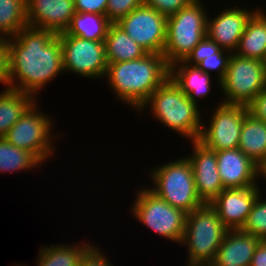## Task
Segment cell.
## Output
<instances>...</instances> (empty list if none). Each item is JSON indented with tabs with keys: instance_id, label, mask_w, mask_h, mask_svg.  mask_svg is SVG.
<instances>
[{
	"instance_id": "52a82bcc",
	"label": "cell",
	"mask_w": 266,
	"mask_h": 266,
	"mask_svg": "<svg viewBox=\"0 0 266 266\" xmlns=\"http://www.w3.org/2000/svg\"><path fill=\"white\" fill-rule=\"evenodd\" d=\"M132 213L144 226L175 243L181 244L187 213L168 204L147 187L138 191Z\"/></svg>"
},
{
	"instance_id": "74e56055",
	"label": "cell",
	"mask_w": 266,
	"mask_h": 266,
	"mask_svg": "<svg viewBox=\"0 0 266 266\" xmlns=\"http://www.w3.org/2000/svg\"><path fill=\"white\" fill-rule=\"evenodd\" d=\"M256 175L257 178H259L261 175L266 178V157L257 164Z\"/></svg>"
},
{
	"instance_id": "277c9868",
	"label": "cell",
	"mask_w": 266,
	"mask_h": 266,
	"mask_svg": "<svg viewBox=\"0 0 266 266\" xmlns=\"http://www.w3.org/2000/svg\"><path fill=\"white\" fill-rule=\"evenodd\" d=\"M148 189L171 206L190 213L205 204L197 194L192 165L187 157L155 167Z\"/></svg>"
},
{
	"instance_id": "4fadbf2b",
	"label": "cell",
	"mask_w": 266,
	"mask_h": 266,
	"mask_svg": "<svg viewBox=\"0 0 266 266\" xmlns=\"http://www.w3.org/2000/svg\"><path fill=\"white\" fill-rule=\"evenodd\" d=\"M259 186L225 188L209 203L227 229H241L260 194Z\"/></svg>"
},
{
	"instance_id": "f35d334b",
	"label": "cell",
	"mask_w": 266,
	"mask_h": 266,
	"mask_svg": "<svg viewBox=\"0 0 266 266\" xmlns=\"http://www.w3.org/2000/svg\"><path fill=\"white\" fill-rule=\"evenodd\" d=\"M187 266H211L210 264H186Z\"/></svg>"
},
{
	"instance_id": "4316f807",
	"label": "cell",
	"mask_w": 266,
	"mask_h": 266,
	"mask_svg": "<svg viewBox=\"0 0 266 266\" xmlns=\"http://www.w3.org/2000/svg\"><path fill=\"white\" fill-rule=\"evenodd\" d=\"M43 164L33 153L11 145L0 137V173L30 171Z\"/></svg>"
},
{
	"instance_id": "d4e9b609",
	"label": "cell",
	"mask_w": 266,
	"mask_h": 266,
	"mask_svg": "<svg viewBox=\"0 0 266 266\" xmlns=\"http://www.w3.org/2000/svg\"><path fill=\"white\" fill-rule=\"evenodd\" d=\"M90 245L83 242L78 246L77 244L76 246L55 244L50 247L47 245L39 250L37 266H79L83 253Z\"/></svg>"
},
{
	"instance_id": "ffe728a7",
	"label": "cell",
	"mask_w": 266,
	"mask_h": 266,
	"mask_svg": "<svg viewBox=\"0 0 266 266\" xmlns=\"http://www.w3.org/2000/svg\"><path fill=\"white\" fill-rule=\"evenodd\" d=\"M266 11L257 8L246 24L245 31L234 52L243 58L266 62Z\"/></svg>"
},
{
	"instance_id": "ac0fdd59",
	"label": "cell",
	"mask_w": 266,
	"mask_h": 266,
	"mask_svg": "<svg viewBox=\"0 0 266 266\" xmlns=\"http://www.w3.org/2000/svg\"><path fill=\"white\" fill-rule=\"evenodd\" d=\"M261 239L241 229H228L211 266H250Z\"/></svg>"
},
{
	"instance_id": "2e32d148",
	"label": "cell",
	"mask_w": 266,
	"mask_h": 266,
	"mask_svg": "<svg viewBox=\"0 0 266 266\" xmlns=\"http://www.w3.org/2000/svg\"><path fill=\"white\" fill-rule=\"evenodd\" d=\"M27 25L57 35L68 27L76 13L74 0H26Z\"/></svg>"
},
{
	"instance_id": "83f0119b",
	"label": "cell",
	"mask_w": 266,
	"mask_h": 266,
	"mask_svg": "<svg viewBox=\"0 0 266 266\" xmlns=\"http://www.w3.org/2000/svg\"><path fill=\"white\" fill-rule=\"evenodd\" d=\"M231 54V52L221 49L218 53L208 56H188L184 61L190 65L197 66L200 70L210 75L211 71H217L216 79L218 78L220 86V82L225 77Z\"/></svg>"
},
{
	"instance_id": "44dd1931",
	"label": "cell",
	"mask_w": 266,
	"mask_h": 266,
	"mask_svg": "<svg viewBox=\"0 0 266 266\" xmlns=\"http://www.w3.org/2000/svg\"><path fill=\"white\" fill-rule=\"evenodd\" d=\"M105 51L107 63L131 61L148 54L116 23H111L107 31Z\"/></svg>"
},
{
	"instance_id": "8d00e7d4",
	"label": "cell",
	"mask_w": 266,
	"mask_h": 266,
	"mask_svg": "<svg viewBox=\"0 0 266 266\" xmlns=\"http://www.w3.org/2000/svg\"><path fill=\"white\" fill-rule=\"evenodd\" d=\"M250 266H266V240H261L255 249Z\"/></svg>"
},
{
	"instance_id": "7a4b0ae2",
	"label": "cell",
	"mask_w": 266,
	"mask_h": 266,
	"mask_svg": "<svg viewBox=\"0 0 266 266\" xmlns=\"http://www.w3.org/2000/svg\"><path fill=\"white\" fill-rule=\"evenodd\" d=\"M105 76L117 99L139 110L170 77V66L163 54L148 53L131 61L108 63Z\"/></svg>"
},
{
	"instance_id": "f1b7e54d",
	"label": "cell",
	"mask_w": 266,
	"mask_h": 266,
	"mask_svg": "<svg viewBox=\"0 0 266 266\" xmlns=\"http://www.w3.org/2000/svg\"><path fill=\"white\" fill-rule=\"evenodd\" d=\"M261 198L263 197L260 193L241 230L261 240H266V199Z\"/></svg>"
},
{
	"instance_id": "e575fe53",
	"label": "cell",
	"mask_w": 266,
	"mask_h": 266,
	"mask_svg": "<svg viewBox=\"0 0 266 266\" xmlns=\"http://www.w3.org/2000/svg\"><path fill=\"white\" fill-rule=\"evenodd\" d=\"M222 48L207 36L204 37L188 56H208L218 53Z\"/></svg>"
},
{
	"instance_id": "ba28073f",
	"label": "cell",
	"mask_w": 266,
	"mask_h": 266,
	"mask_svg": "<svg viewBox=\"0 0 266 266\" xmlns=\"http://www.w3.org/2000/svg\"><path fill=\"white\" fill-rule=\"evenodd\" d=\"M266 88V62L232 53L220 89L223 103L248 105Z\"/></svg>"
},
{
	"instance_id": "9c48e42d",
	"label": "cell",
	"mask_w": 266,
	"mask_h": 266,
	"mask_svg": "<svg viewBox=\"0 0 266 266\" xmlns=\"http://www.w3.org/2000/svg\"><path fill=\"white\" fill-rule=\"evenodd\" d=\"M37 102L39 101H35L25 111L4 138L11 145L33 153L44 164L46 159H49L55 151L52 145L54 144L52 142L54 135L51 134L52 122L54 121L41 110H39L40 112L37 110Z\"/></svg>"
},
{
	"instance_id": "d590c367",
	"label": "cell",
	"mask_w": 266,
	"mask_h": 266,
	"mask_svg": "<svg viewBox=\"0 0 266 266\" xmlns=\"http://www.w3.org/2000/svg\"><path fill=\"white\" fill-rule=\"evenodd\" d=\"M0 83L5 85L6 90L10 89L7 74V54L4 40H0Z\"/></svg>"
},
{
	"instance_id": "603a6c76",
	"label": "cell",
	"mask_w": 266,
	"mask_h": 266,
	"mask_svg": "<svg viewBox=\"0 0 266 266\" xmlns=\"http://www.w3.org/2000/svg\"><path fill=\"white\" fill-rule=\"evenodd\" d=\"M30 94L13 89H4L0 94V137H4L16 121L35 102Z\"/></svg>"
},
{
	"instance_id": "1f68e13d",
	"label": "cell",
	"mask_w": 266,
	"mask_h": 266,
	"mask_svg": "<svg viewBox=\"0 0 266 266\" xmlns=\"http://www.w3.org/2000/svg\"><path fill=\"white\" fill-rule=\"evenodd\" d=\"M100 249L92 244L83 253L79 266H113L106 255L102 254Z\"/></svg>"
},
{
	"instance_id": "e0dca14e",
	"label": "cell",
	"mask_w": 266,
	"mask_h": 266,
	"mask_svg": "<svg viewBox=\"0 0 266 266\" xmlns=\"http://www.w3.org/2000/svg\"><path fill=\"white\" fill-rule=\"evenodd\" d=\"M216 157L224 188L257 186V164L238 148L216 151Z\"/></svg>"
},
{
	"instance_id": "484cf974",
	"label": "cell",
	"mask_w": 266,
	"mask_h": 266,
	"mask_svg": "<svg viewBox=\"0 0 266 266\" xmlns=\"http://www.w3.org/2000/svg\"><path fill=\"white\" fill-rule=\"evenodd\" d=\"M26 26V0H0V40L14 37Z\"/></svg>"
},
{
	"instance_id": "8992f818",
	"label": "cell",
	"mask_w": 266,
	"mask_h": 266,
	"mask_svg": "<svg viewBox=\"0 0 266 266\" xmlns=\"http://www.w3.org/2000/svg\"><path fill=\"white\" fill-rule=\"evenodd\" d=\"M201 3L202 0H194L167 17L163 55L169 66L185 60L194 47L206 37L208 12Z\"/></svg>"
},
{
	"instance_id": "7c38bea8",
	"label": "cell",
	"mask_w": 266,
	"mask_h": 266,
	"mask_svg": "<svg viewBox=\"0 0 266 266\" xmlns=\"http://www.w3.org/2000/svg\"><path fill=\"white\" fill-rule=\"evenodd\" d=\"M116 24L148 53L163 54L166 44L167 17L145 3Z\"/></svg>"
},
{
	"instance_id": "6da1fadb",
	"label": "cell",
	"mask_w": 266,
	"mask_h": 266,
	"mask_svg": "<svg viewBox=\"0 0 266 266\" xmlns=\"http://www.w3.org/2000/svg\"><path fill=\"white\" fill-rule=\"evenodd\" d=\"M4 41L10 89L36 98L47 83L64 72L62 46L56 33L27 25Z\"/></svg>"
},
{
	"instance_id": "cb8c5ba5",
	"label": "cell",
	"mask_w": 266,
	"mask_h": 266,
	"mask_svg": "<svg viewBox=\"0 0 266 266\" xmlns=\"http://www.w3.org/2000/svg\"><path fill=\"white\" fill-rule=\"evenodd\" d=\"M111 23L106 15L76 12L64 33L96 42H105Z\"/></svg>"
},
{
	"instance_id": "836d02e7",
	"label": "cell",
	"mask_w": 266,
	"mask_h": 266,
	"mask_svg": "<svg viewBox=\"0 0 266 266\" xmlns=\"http://www.w3.org/2000/svg\"><path fill=\"white\" fill-rule=\"evenodd\" d=\"M249 113L256 119L266 122V88L248 105Z\"/></svg>"
},
{
	"instance_id": "4dcf8cb0",
	"label": "cell",
	"mask_w": 266,
	"mask_h": 266,
	"mask_svg": "<svg viewBox=\"0 0 266 266\" xmlns=\"http://www.w3.org/2000/svg\"><path fill=\"white\" fill-rule=\"evenodd\" d=\"M194 0H144V3L166 17L177 13Z\"/></svg>"
},
{
	"instance_id": "5bb4252c",
	"label": "cell",
	"mask_w": 266,
	"mask_h": 266,
	"mask_svg": "<svg viewBox=\"0 0 266 266\" xmlns=\"http://www.w3.org/2000/svg\"><path fill=\"white\" fill-rule=\"evenodd\" d=\"M191 142L193 155L187 158L192 165L197 194L204 203L209 204L225 189L218 171L216 151L198 140Z\"/></svg>"
},
{
	"instance_id": "3957f363",
	"label": "cell",
	"mask_w": 266,
	"mask_h": 266,
	"mask_svg": "<svg viewBox=\"0 0 266 266\" xmlns=\"http://www.w3.org/2000/svg\"><path fill=\"white\" fill-rule=\"evenodd\" d=\"M149 105L151 114L164 126L191 141L198 140L202 124L200 108L169 77L138 110ZM203 121V122H201Z\"/></svg>"
},
{
	"instance_id": "7402d4cb",
	"label": "cell",
	"mask_w": 266,
	"mask_h": 266,
	"mask_svg": "<svg viewBox=\"0 0 266 266\" xmlns=\"http://www.w3.org/2000/svg\"><path fill=\"white\" fill-rule=\"evenodd\" d=\"M238 149L258 164L266 157V122L248 113L243 121Z\"/></svg>"
},
{
	"instance_id": "5b68a950",
	"label": "cell",
	"mask_w": 266,
	"mask_h": 266,
	"mask_svg": "<svg viewBox=\"0 0 266 266\" xmlns=\"http://www.w3.org/2000/svg\"><path fill=\"white\" fill-rule=\"evenodd\" d=\"M228 229L223 225L216 210L203 204L188 213L181 244L188 247L190 264H211Z\"/></svg>"
},
{
	"instance_id": "8fae6325",
	"label": "cell",
	"mask_w": 266,
	"mask_h": 266,
	"mask_svg": "<svg viewBox=\"0 0 266 266\" xmlns=\"http://www.w3.org/2000/svg\"><path fill=\"white\" fill-rule=\"evenodd\" d=\"M214 111L209 126L202 124L198 141L214 151L238 148L243 121L249 113L248 107L221 102Z\"/></svg>"
},
{
	"instance_id": "9a60e30c",
	"label": "cell",
	"mask_w": 266,
	"mask_h": 266,
	"mask_svg": "<svg viewBox=\"0 0 266 266\" xmlns=\"http://www.w3.org/2000/svg\"><path fill=\"white\" fill-rule=\"evenodd\" d=\"M249 11L233 6L215 15L212 20L207 18L206 36L215 41L222 49L234 53L243 35L246 24L257 11Z\"/></svg>"
},
{
	"instance_id": "f546056e",
	"label": "cell",
	"mask_w": 266,
	"mask_h": 266,
	"mask_svg": "<svg viewBox=\"0 0 266 266\" xmlns=\"http://www.w3.org/2000/svg\"><path fill=\"white\" fill-rule=\"evenodd\" d=\"M143 4L144 0H108L106 16L112 23H116Z\"/></svg>"
},
{
	"instance_id": "d6986e66",
	"label": "cell",
	"mask_w": 266,
	"mask_h": 266,
	"mask_svg": "<svg viewBox=\"0 0 266 266\" xmlns=\"http://www.w3.org/2000/svg\"><path fill=\"white\" fill-rule=\"evenodd\" d=\"M211 75L184 60L170 66V78L185 93L189 100L198 105L197 100L205 99L211 91ZM211 84V85H210ZM198 98V99H197Z\"/></svg>"
},
{
	"instance_id": "30bf717a",
	"label": "cell",
	"mask_w": 266,
	"mask_h": 266,
	"mask_svg": "<svg viewBox=\"0 0 266 266\" xmlns=\"http://www.w3.org/2000/svg\"><path fill=\"white\" fill-rule=\"evenodd\" d=\"M63 52L64 72L91 79L105 77L107 60L105 42H96L64 32L58 34Z\"/></svg>"
},
{
	"instance_id": "d6a6232c",
	"label": "cell",
	"mask_w": 266,
	"mask_h": 266,
	"mask_svg": "<svg viewBox=\"0 0 266 266\" xmlns=\"http://www.w3.org/2000/svg\"><path fill=\"white\" fill-rule=\"evenodd\" d=\"M108 0H74L75 11L106 15Z\"/></svg>"
}]
</instances>
